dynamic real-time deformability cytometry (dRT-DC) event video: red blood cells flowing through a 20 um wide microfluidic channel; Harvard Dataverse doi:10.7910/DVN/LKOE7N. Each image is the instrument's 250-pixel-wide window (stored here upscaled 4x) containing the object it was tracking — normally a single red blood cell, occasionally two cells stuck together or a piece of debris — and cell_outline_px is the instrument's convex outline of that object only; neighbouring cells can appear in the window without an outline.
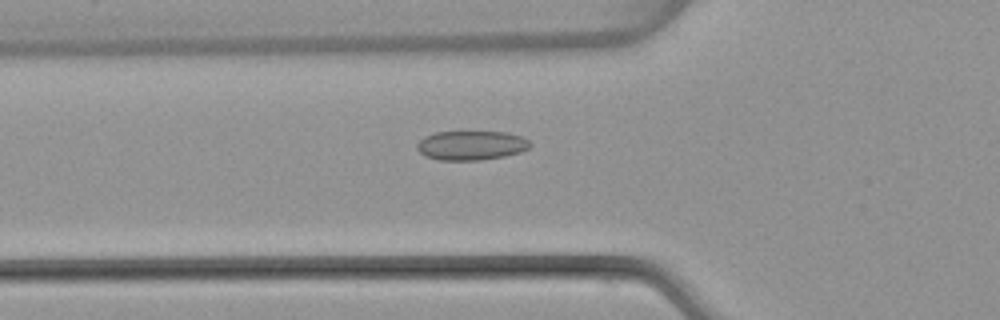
{"species": "common noctule bat (a hibernating species)", "species_latin": "Nyctalus noctula", "temperature_condition": "warm", "stored_images_in_passage": 51, "camera_frame_rate_fps": 3000, "um_per_image_px": 0.085, "animal": {"sex": "female", "body_mass_g": 22.7, "forearm_length_mm": 54.2}, "frame": {"image": 1, "passage_image": 18, "time_ms": 5.667, "image_size_px": [1000, 320], "cell_outline_px": [[532, 144], [528, 148], [520, 152], [504, 156], [480, 160], [440, 160], [424, 156], [416, 148], [416, 144], [424, 136], [436, 132], [508, 132], [520, 136], [528, 140]], "centroid_in_image_um": [40.03, 12.36], "position_along_channel_um": 85.8, "area_um2": 19.31}}
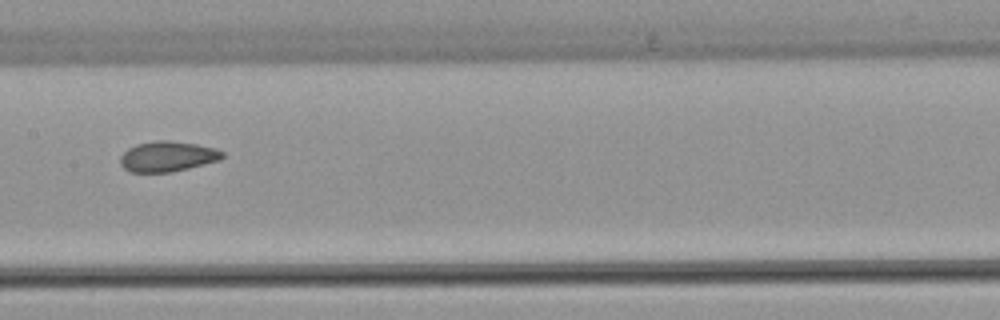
{"frame": {"image": 2, "passage_image": 26, "time_ms": 8.333, "image_size_px": [1000, 320], "cell_outline_px": [[224, 156], [220, 160], [172, 172], [132, 172], [124, 168], [120, 164], [120, 156], [128, 148], [136, 144], [156, 140], [168, 140], [196, 144], [216, 148], [224, 152]], "centroid_in_image_um": [14.24, 13.29], "position_along_channel_um": 193.2, "area_um2": 18.09}}
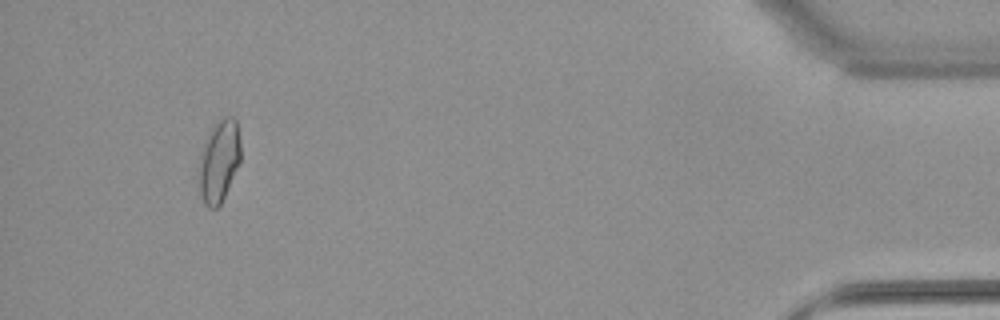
{"frame": {"image": 3, "passage_image": 48, "time_ms": 15.667, "image_size_px": [1000, 320], "cell_outline_px": [[240, 164], [220, 204], [216, 208], [208, 208], [204, 204], [200, 196], [196, 168], [200, 152], [208, 132], [216, 120], [224, 116], [232, 116], [236, 120], [240, 140]], "centroid_in_image_um": [18.57, 13.68], "position_along_channel_um": 416.6, "area_um2": 20.75}, "authors_computed_cell_mechanics": {"area_um2": 18.785, "velocity_mm_per_s": 4.0055, "shape_relaxation_time_tau1_ms": null, "shape_relaxation_time_tau2_ms": 1.6049, "deformation_change_tau1": null, "deformation_change_tau2": 0.0695}}